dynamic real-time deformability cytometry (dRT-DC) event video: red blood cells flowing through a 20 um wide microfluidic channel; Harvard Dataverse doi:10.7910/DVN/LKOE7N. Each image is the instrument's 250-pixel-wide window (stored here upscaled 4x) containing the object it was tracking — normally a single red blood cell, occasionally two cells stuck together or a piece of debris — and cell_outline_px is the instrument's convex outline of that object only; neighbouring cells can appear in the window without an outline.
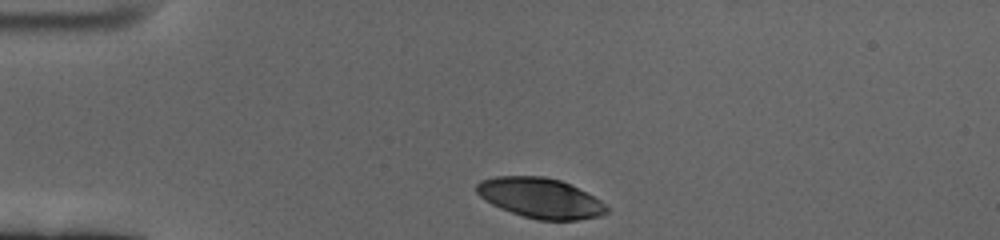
{"species": "human", "species_latin": "Homo sapiens", "temperature_condition": "cold", "stored_images_in_passage": 38, "camera_frame_rate_fps": 3000, "um_per_image_px": 0.085, "donor": {"sex": "female"}, "frame": {"image": 1, "passage_image": 1, "time_ms": 0.0, "image_size_px": [1000, 240], "cell_outline_px": [[608, 212], [600, 216], [576, 220], [536, 220], [500, 208], [484, 200], [476, 192], [476, 184], [480, 180], [496, 176], [544, 176], [560, 180], [600, 200], [608, 208]], "centroid_in_image_um": [45.89, 16.83], "position_along_channel_um": 39.1, "area_um2": 30.17}}
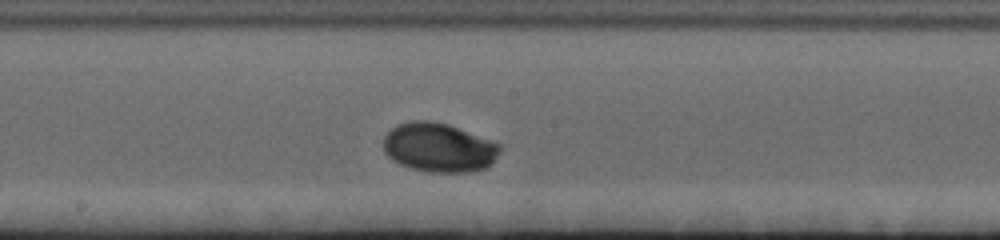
{"frame": {"image": 2, "passage_image": 20, "time_ms": 6.333, "image_size_px": [1000, 240], "cell_outline_px": [[500, 152], [492, 164], [488, 168], [468, 172], [428, 172], [408, 168], [392, 160], [384, 152], [384, 136], [396, 124], [408, 120], [428, 120], [448, 124], [500, 144]], "centroid_in_image_um": [37.28, 12.54], "position_along_channel_um": 210.9, "area_um2": 33.58}}
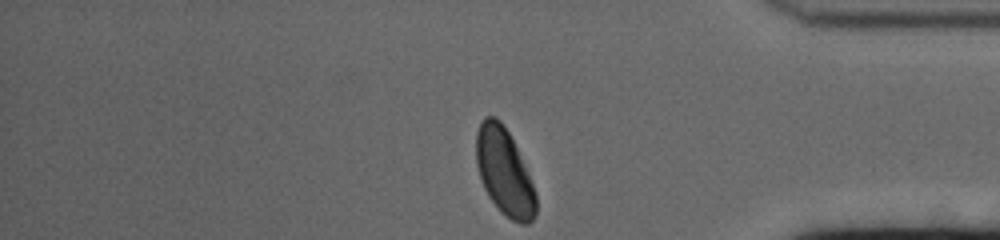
{"frame": {"image": 3, "passage_image": 38, "time_ms": 12.333, "image_size_px": [1000, 240], "cell_outline_px": [[536, 216], [528, 224], [520, 224], [512, 220], [488, 196], [484, 188], [476, 164], [476, 132], [484, 116], [496, 116], [500, 120], [508, 132], [528, 172], [536, 196]], "centroid_in_image_um": [42.86, 14.59], "position_along_channel_um": 392.3, "area_um2": 29.77}, "authors_computed_cell_mechanics": {"area_um2": 31.4143, "velocity_mm_per_s": 3.3353, "shape_relaxation_time_tau1_ms": 3.3804, "shape_relaxation_time_tau2_ms": null, "deformation_change_tau1": 0.177, "deformation_change_tau2": null}}